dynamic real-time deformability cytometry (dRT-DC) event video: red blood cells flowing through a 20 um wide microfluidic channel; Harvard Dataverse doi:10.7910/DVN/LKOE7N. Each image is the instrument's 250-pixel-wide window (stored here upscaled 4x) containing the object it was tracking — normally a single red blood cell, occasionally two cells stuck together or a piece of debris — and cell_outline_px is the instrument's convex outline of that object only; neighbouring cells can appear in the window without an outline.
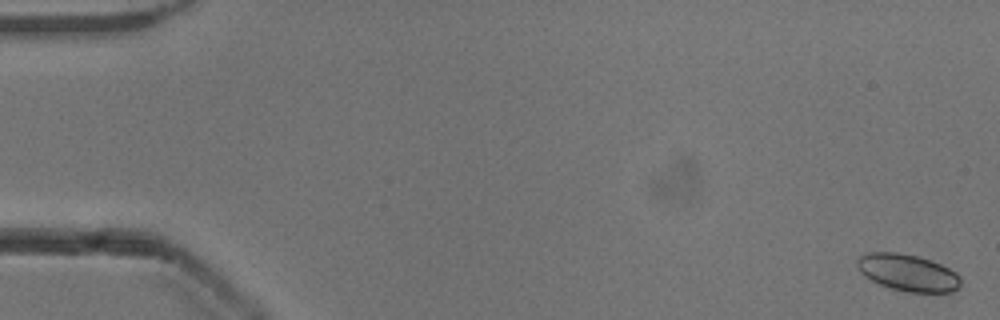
{"species": "common noctule bat (a hibernating species)", "species_latin": "Nyctalus noctula", "temperature_condition": "cold", "stored_images_in_passage": 16, "camera_frame_rate_fps": 3000, "um_per_image_px": 0.085, "animal": {"sex": "male", "body_mass_g": 13.3}, "frame": {"image": 1, "passage_image": 1, "time_ms": 0.0, "image_size_px": [1000, 320], "cell_outline_px": [[960, 284], [952, 292], [908, 292], [892, 288], [880, 284], [864, 276], [860, 272], [856, 264], [856, 260], [860, 256], [868, 252], [900, 252], [916, 256], [940, 264], [956, 272], [960, 276]], "centroid_in_image_um": [77.14, 23.16], "position_along_channel_um": 7.9, "area_um2": 22.08}}
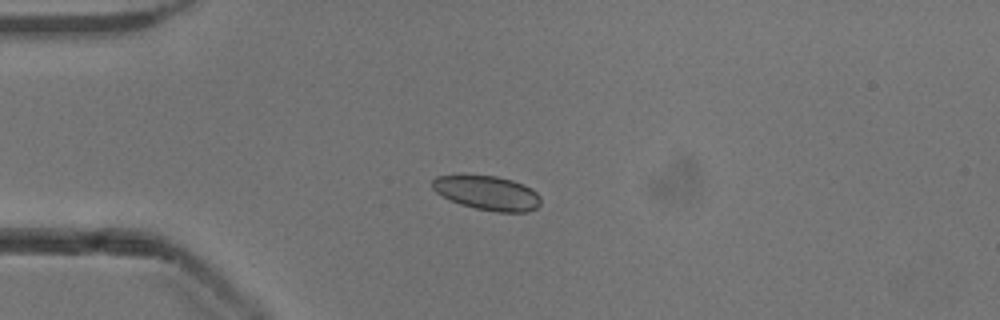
{"frame": {"image": 2, "passage_image": 14, "time_ms": 4.333, "image_size_px": [1000, 320], "cell_outline_px": [[540, 204], [536, 208], [528, 212], [496, 212], [476, 208], [460, 204], [436, 192], [432, 188], [432, 180], [436, 176], [496, 176], [512, 180], [524, 184], [532, 188], [540, 196]], "centroid_in_image_um": [41.47, 16.41], "position_along_channel_um": 43.5, "area_um2": 21.44}}